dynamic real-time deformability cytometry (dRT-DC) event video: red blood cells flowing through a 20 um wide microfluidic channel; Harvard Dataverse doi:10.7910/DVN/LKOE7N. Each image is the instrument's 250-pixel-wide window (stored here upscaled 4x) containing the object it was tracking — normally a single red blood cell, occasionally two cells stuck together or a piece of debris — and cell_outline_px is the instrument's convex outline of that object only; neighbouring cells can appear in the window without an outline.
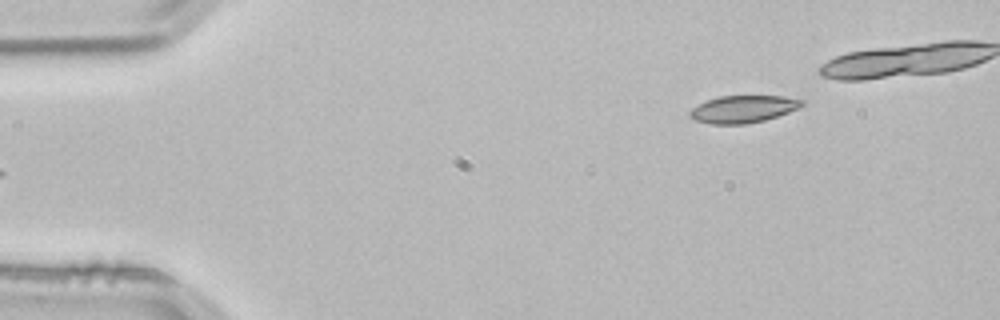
{"species": "common noctule bat (a hibernating species)", "species_latin": "Nyctalus noctula", "temperature_condition": "room temperature", "stored_images_in_passage": 37, "camera_frame_rate_fps": 3000, "um_per_image_px": 0.085, "animal": {"sex": "male", "body_mass_g": 21.5, "forearm_length_mm": 52.0}, "frame": {"image": 1, "passage_image": 1, "time_ms": 0.0, "image_size_px": [1000, 320], "cell_outline_px": [[800, 104], [796, 108], [776, 116], [760, 120], [740, 124], [716, 124], [700, 120], [692, 116], [692, 112], [700, 104], [708, 100], [724, 96], [776, 96], [800, 100]], "centroid_in_image_um": [63.16, 9.26], "position_along_channel_um": 21.8, "area_um2": 16.42}}
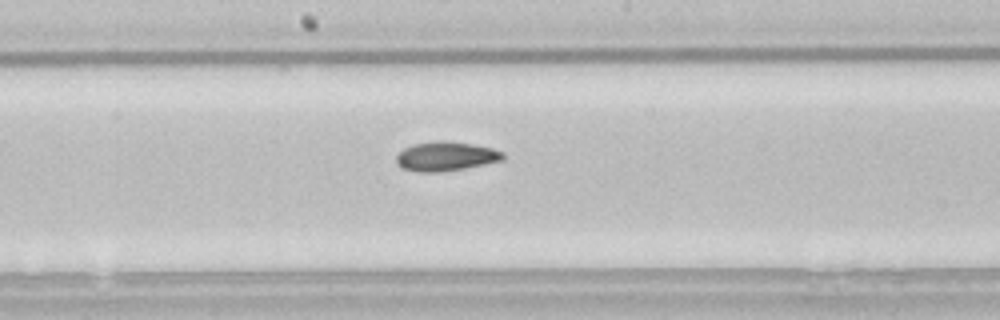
{"frame": {"image": 2, "passage_image": 22, "time_ms": 7.0, "image_size_px": [1000, 320], "cell_outline_px": [[504, 156], [500, 160], [460, 168], [404, 168], [400, 164], [396, 156], [400, 152], [408, 148], [420, 144], [464, 144], [488, 148], [500, 152]], "centroid_in_image_um": [37.95, 13.27], "position_along_channel_um": 210.3, "area_um2": 15.03}}